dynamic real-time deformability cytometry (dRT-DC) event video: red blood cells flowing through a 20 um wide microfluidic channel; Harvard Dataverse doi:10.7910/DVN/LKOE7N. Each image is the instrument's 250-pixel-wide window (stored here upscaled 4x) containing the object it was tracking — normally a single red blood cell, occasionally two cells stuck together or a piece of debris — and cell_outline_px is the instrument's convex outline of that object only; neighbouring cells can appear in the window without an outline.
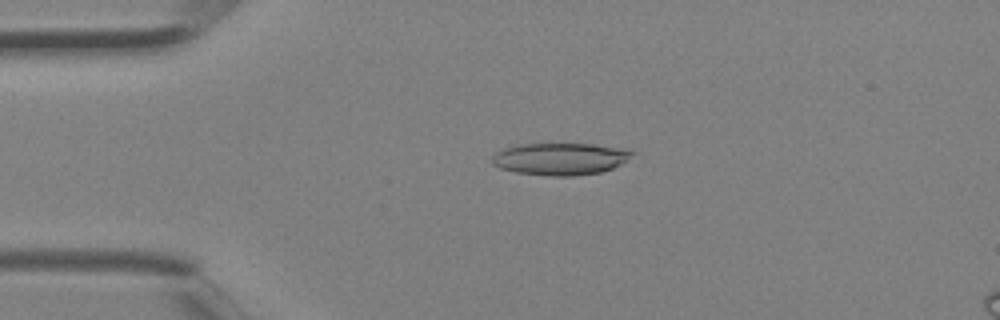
{"species": "Egyptian fruit bat (a non-hibernating species)", "species_latin": "Rousettus aegyptiacus", "temperature_condition": "room temperature", "stored_images_in_passage": 4, "camera_frame_rate_fps": 3000, "um_per_image_px": 0.085, "animal": {"sex": "female"}, "frame": {"image": 1, "passage_image": 2, "time_ms": 0.333, "image_size_px": [1000, 320], "cell_outline_px": [[636, 152], [620, 164], [612, 168], [600, 172], [572, 176], [548, 176], [516, 172], [500, 168], [492, 164], [492, 156], [496, 152], [504, 148], [520, 144], [592, 144]], "centroid_in_image_um": [47.55, 13.51], "position_along_channel_um": 37.5, "area_um2": 25.84}}
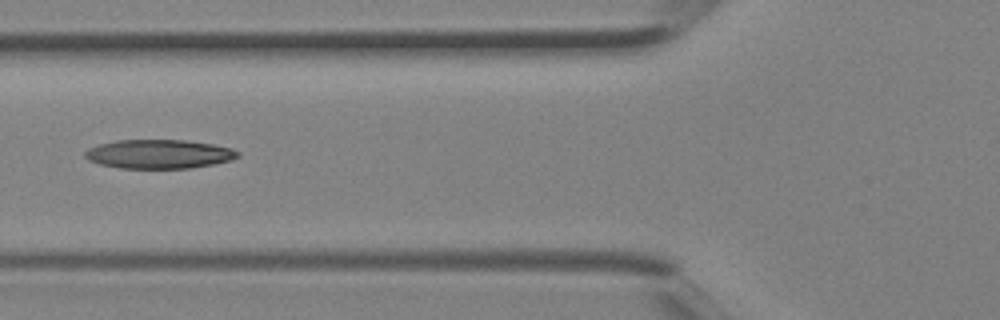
{"frame": {"image": 2, "passage_image": 4, "time_ms": 1.0, "image_size_px": [1000, 320], "cell_outline_px": [[240, 156], [228, 160], [212, 164], [188, 168], [120, 168], [100, 164], [88, 160], [84, 156], [84, 152], [88, 148], [100, 144], [116, 140], [184, 140], [212, 144], [232, 148], [240, 152]], "centroid_in_image_um": [13.49, 13.09], "position_along_channel_um": 112.3, "area_um2": 25.66}}